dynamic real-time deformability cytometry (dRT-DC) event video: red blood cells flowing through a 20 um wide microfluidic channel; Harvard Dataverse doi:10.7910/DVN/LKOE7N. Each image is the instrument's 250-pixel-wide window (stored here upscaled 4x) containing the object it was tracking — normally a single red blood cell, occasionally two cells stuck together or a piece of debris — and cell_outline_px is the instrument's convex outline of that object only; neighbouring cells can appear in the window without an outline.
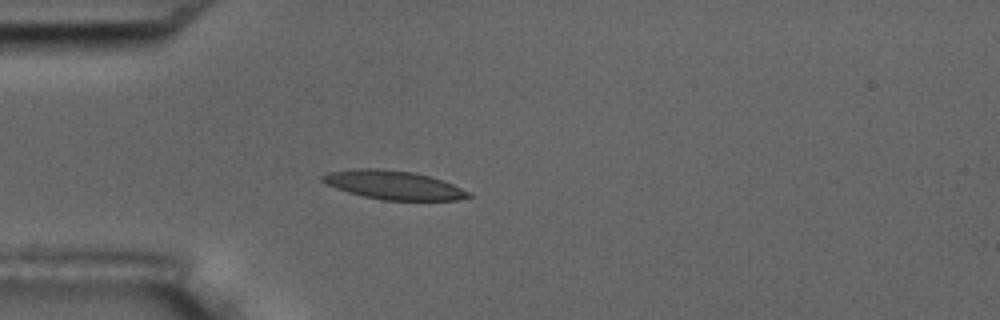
{"species": "common noctule bat (a hibernating species)", "species_latin": "Nyctalus noctula", "temperature_condition": "room temperature", "stored_images_in_passage": 3, "camera_frame_rate_fps": 3000, "um_per_image_px": 0.085, "animal": {"sex": "male", "body_mass_g": 17.5, "forearm_length_mm": 52.3}, "frame": {"image": 1, "passage_image": 2, "time_ms": 1.333, "image_size_px": [1000, 320], "cell_outline_px": [[472, 196], [456, 200], [380, 200], [348, 192], [336, 188], [320, 180], [320, 176], [328, 172], [356, 168], [380, 168], [412, 172], [428, 176], [452, 184], [472, 192]], "centroid_in_image_um": [33.43, 15.72], "position_along_channel_um": 51.6, "area_um2": 24.39}}